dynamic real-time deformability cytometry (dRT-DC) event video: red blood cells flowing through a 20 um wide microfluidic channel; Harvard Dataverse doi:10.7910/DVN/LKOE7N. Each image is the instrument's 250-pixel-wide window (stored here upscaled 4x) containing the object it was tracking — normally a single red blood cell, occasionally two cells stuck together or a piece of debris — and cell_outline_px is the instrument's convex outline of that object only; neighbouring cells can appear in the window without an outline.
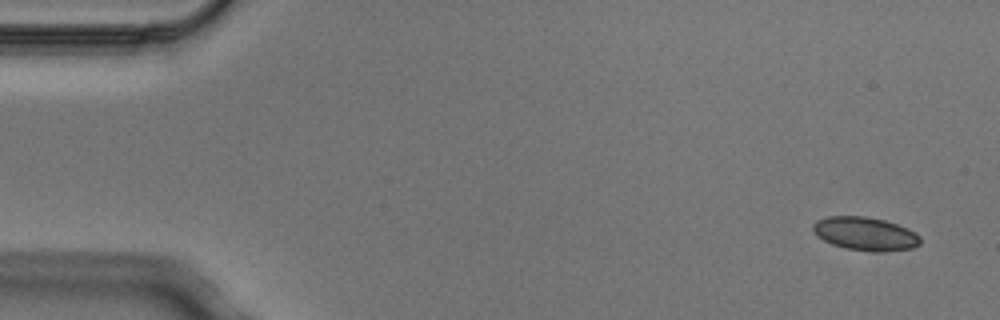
{"species": "Egyptian fruit bat (a non-hibernating species)", "species_latin": "Rousettus aegyptiacus", "temperature_condition": "cold", "stored_images_in_passage": 4, "camera_frame_rate_fps": 3000, "um_per_image_px": 0.085, "animal": {"sex": "male"}, "frame": {"image": 1, "passage_image": 1, "time_ms": 0.0, "image_size_px": [1000, 320], "cell_outline_px": [[920, 244], [912, 248], [884, 252], [872, 252], [844, 248], [832, 244], [824, 240], [812, 228], [812, 224], [816, 220], [828, 216], [864, 216], [884, 220], [896, 224], [920, 236]], "centroid_in_image_um": [73.53, 19.87], "position_along_channel_um": 11.5, "area_um2": 20.69}}
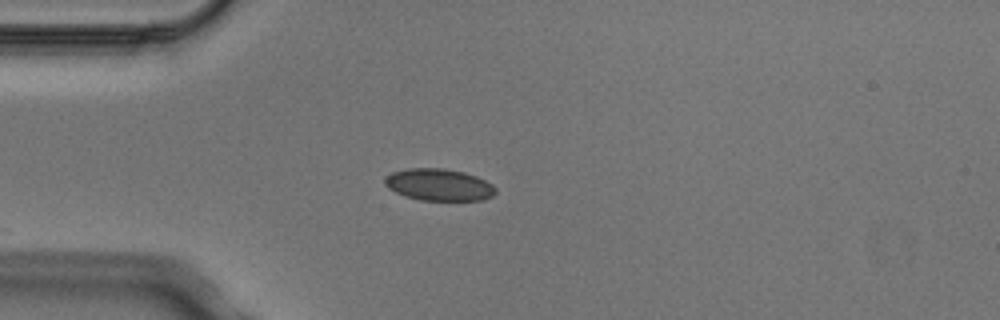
{"frame": {"image": 2, "passage_image": 4, "time_ms": 1.0, "image_size_px": [1000, 320], "cell_outline_px": [[496, 192], [492, 196], [484, 200], [420, 200], [404, 196], [388, 188], [384, 184], [384, 176], [392, 172], [408, 168], [444, 168], [464, 172], [476, 176], [492, 184], [496, 188]], "centroid_in_image_um": [37.29, 15.7], "position_along_channel_um": 47.7, "area_um2": 20.75}}